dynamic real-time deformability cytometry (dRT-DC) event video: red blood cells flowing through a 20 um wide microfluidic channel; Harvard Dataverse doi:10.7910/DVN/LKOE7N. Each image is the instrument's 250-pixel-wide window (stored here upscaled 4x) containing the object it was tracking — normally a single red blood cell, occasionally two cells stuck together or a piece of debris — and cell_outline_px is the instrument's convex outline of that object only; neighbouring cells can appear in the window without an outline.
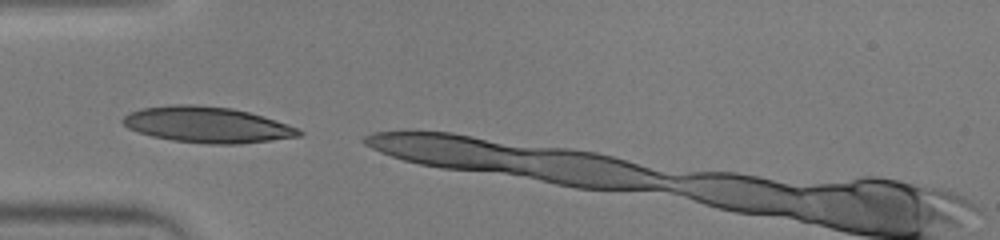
{"species": "human", "species_latin": "Homo sapiens", "temperature_condition": "warm", "stored_images_in_passage": 4, "camera_frame_rate_fps": 3000, "um_per_image_px": 0.085, "donor": {"sex": "male"}, "frame": {"image": 1, "passage_image": 1, "time_ms": 0.0, "image_size_px": [1000, 240], "cell_outline_px": [[304, 132], [300, 136], [272, 140], [240, 144], [208, 144], [172, 140], [152, 136], [128, 128], [120, 120], [128, 112], [140, 108], [172, 104], [192, 104], [232, 108], [264, 116], [300, 128]], "centroid_in_image_um": [17.61, 10.6], "position_along_channel_um": 67.4, "area_um2": 37.05}}